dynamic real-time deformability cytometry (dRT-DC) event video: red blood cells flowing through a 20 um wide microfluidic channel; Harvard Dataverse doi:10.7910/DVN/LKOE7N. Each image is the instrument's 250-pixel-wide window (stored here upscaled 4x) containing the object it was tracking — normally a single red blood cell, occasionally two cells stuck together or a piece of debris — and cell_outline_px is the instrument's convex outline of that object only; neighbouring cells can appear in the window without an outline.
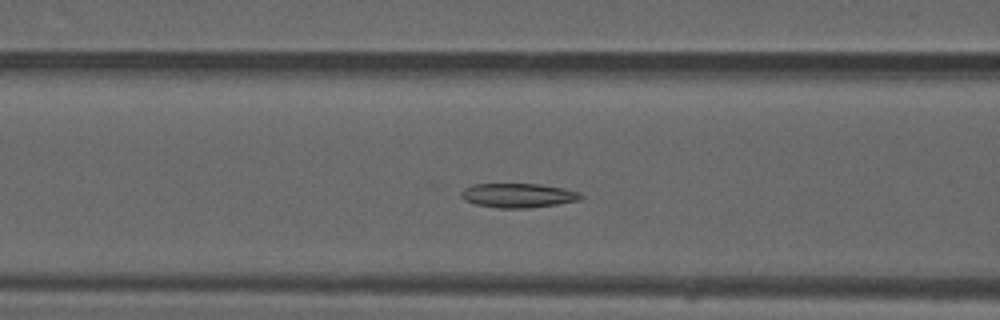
{"species": "common noctule bat (a hibernating species)", "species_latin": "Nyctalus noctula", "temperature_condition": "warm", "stored_images_in_passage": 44, "camera_frame_rate_fps": 3000, "um_per_image_px": 0.085, "animal": {"sex": "male", "forearm_length_mm": 52.5}, "frame": {"image": 1, "passage_image": 14, "time_ms": 4.333, "image_size_px": [1000, 320], "cell_outline_px": [[584, 196], [580, 200], [532, 208], [500, 208], [476, 204], [464, 200], [460, 196], [460, 192], [464, 188], [472, 184], [540, 184], [564, 188], [580, 192]], "centroid_in_image_um": [44.04, 16.61], "position_along_channel_um": 122.6, "area_um2": 17.05}}
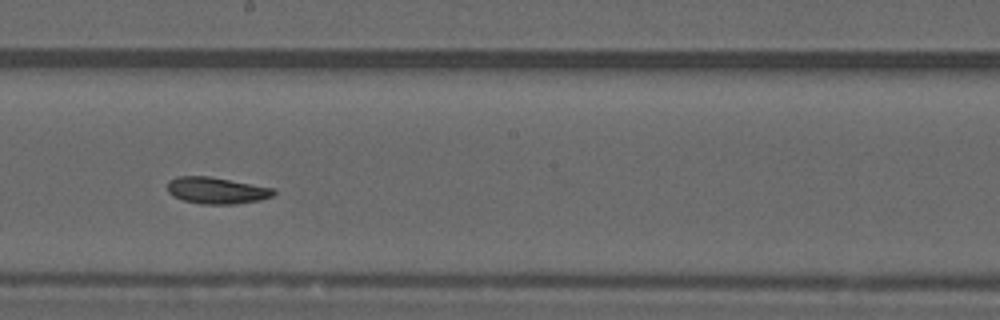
{"frame": {"image": 2, "passage_image": 22, "time_ms": 7.0, "image_size_px": [1000, 320], "cell_outline_px": [[276, 192], [272, 196], [260, 200], [236, 204], [200, 204], [184, 200], [172, 196], [168, 192], [168, 180], [176, 176], [208, 176], [272, 188]], "centroid_in_image_um": [18.36, 16.19], "position_along_channel_um": 229.8, "area_um2": 16.36}}
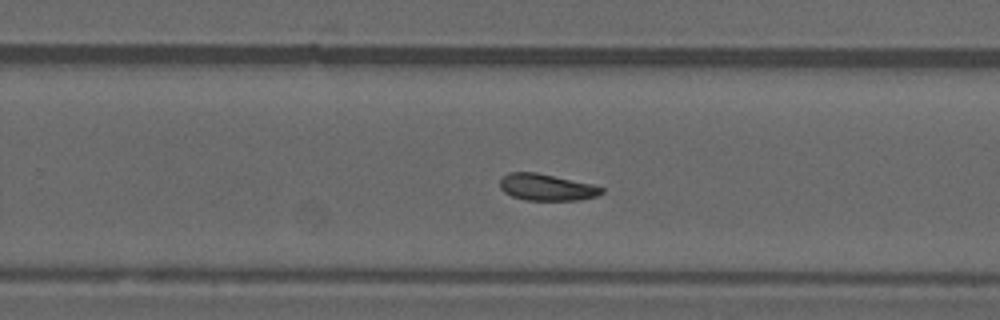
{"frame": {"image": 3, "passage_image": 26, "time_ms": 8.333, "image_size_px": [1000, 320], "cell_outline_px": [[604, 192], [596, 196], [580, 200], [524, 200], [512, 196], [504, 192], [500, 188], [500, 176], [508, 172], [536, 172], [592, 184], [604, 188]], "centroid_in_image_um": [46.43, 15.91], "position_along_channel_um": 283.4, "area_um2": 15.9}, "authors_computed_cell_mechanics": {"area_um2": 16.6464, "velocity_mm_per_s": 4.0291, "shape_relaxation_time_tau1_ms": null, "shape_relaxation_time_tau2_ms": 9.3713, "deformation_change_tau1": null, "deformation_change_tau2": 0.1281}}